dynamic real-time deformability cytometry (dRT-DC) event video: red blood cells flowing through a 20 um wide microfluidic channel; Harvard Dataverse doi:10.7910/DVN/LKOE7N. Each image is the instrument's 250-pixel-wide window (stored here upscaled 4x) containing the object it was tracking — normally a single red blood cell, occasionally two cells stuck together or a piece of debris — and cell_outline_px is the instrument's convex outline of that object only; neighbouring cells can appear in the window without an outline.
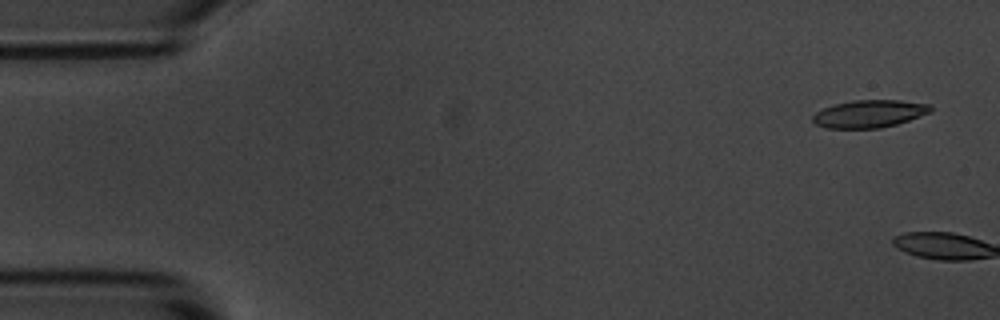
{"species": "common noctule bat (a hibernating species)", "species_latin": "Nyctalus noctula", "temperature_condition": "room temperature", "stored_images_in_passage": 2, "camera_frame_rate_fps": 3000, "um_per_image_px": 0.085, "animal": {"sex": "male", "body_mass_g": 20.1, "forearm_length_mm": 53.5}, "frame": {"image": 1, "passage_image": 1, "time_ms": 0.0, "image_size_px": [1000, 320], "cell_outline_px": [[932, 112], [896, 124], [880, 128], [824, 128], [816, 124], [812, 120], [812, 116], [816, 112], [832, 104], [852, 100], [900, 100], [932, 104]], "centroid_in_image_um": [73.89, 9.66], "position_along_channel_um": 11.1, "area_um2": 19.07}}